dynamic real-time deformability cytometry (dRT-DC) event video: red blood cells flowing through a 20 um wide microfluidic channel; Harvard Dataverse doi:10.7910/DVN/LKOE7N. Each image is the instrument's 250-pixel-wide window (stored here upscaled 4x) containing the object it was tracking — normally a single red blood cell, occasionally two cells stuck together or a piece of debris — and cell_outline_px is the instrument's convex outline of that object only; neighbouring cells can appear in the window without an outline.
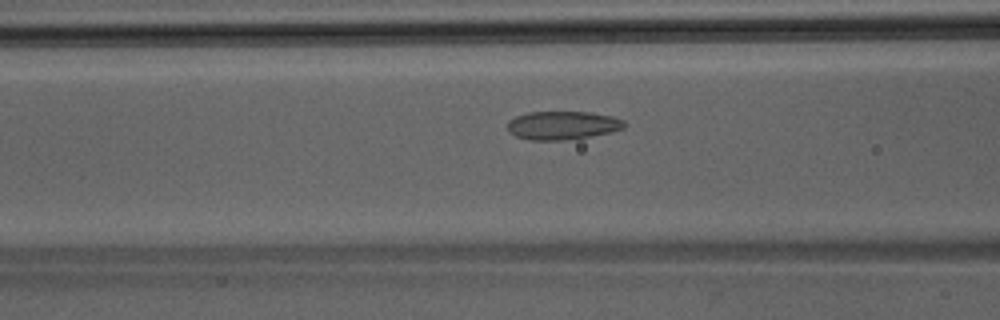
{"species": "Egyptian fruit bat (a non-hibernating species)", "species_latin": "Rousettus aegyptiacus", "temperature_condition": "room temperature", "stored_images_in_passage": 34, "camera_frame_rate_fps": 3000, "um_per_image_px": 0.085, "animal": {"sex": "male"}, "frame": {"image": 1, "passage_image": 9, "time_ms": 2.667, "image_size_px": [1000, 320], "cell_outline_px": [[624, 128], [612, 132], [592, 136], [564, 140], [528, 140], [516, 136], [508, 132], [508, 120], [516, 116], [528, 112], [588, 112], [612, 116], [624, 120]], "centroid_in_image_um": [47.8, 10.66], "position_along_channel_um": 118.8, "area_um2": 19.42}}
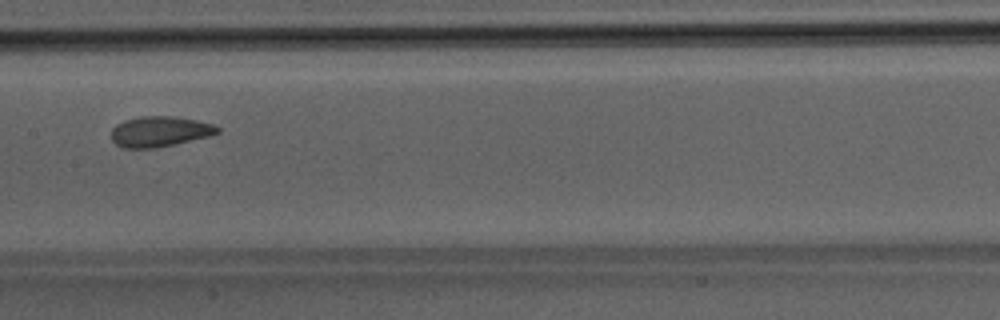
{"frame": {"image": 2, "passage_image": 14, "time_ms": 4.333, "image_size_px": [1000, 320], "cell_outline_px": [[220, 132], [208, 136], [156, 148], [124, 148], [116, 144], [112, 140], [112, 128], [116, 124], [124, 120], [140, 116], [172, 116], [196, 120], [212, 124], [220, 128]], "centroid_in_image_um": [13.55, 11.17], "position_along_channel_um": 193.9, "area_um2": 18.73}}
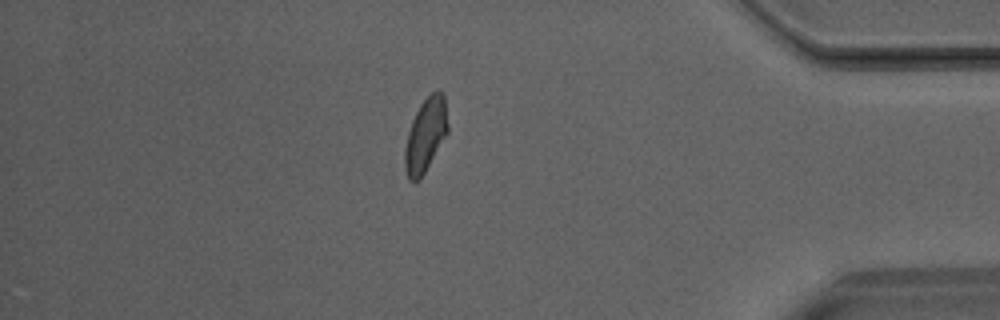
{"frame": {"image": 3, "passage_image": 30, "time_ms": 9.667, "image_size_px": [1000, 320], "cell_outline_px": [[448, 132], [420, 180], [408, 180], [404, 168], [404, 148], [408, 132], [412, 120], [420, 104], [436, 88], [444, 92], [448, 124]], "centroid_in_image_um": [36.17, 11.46], "position_along_channel_um": 399.0, "area_um2": 18.61}}